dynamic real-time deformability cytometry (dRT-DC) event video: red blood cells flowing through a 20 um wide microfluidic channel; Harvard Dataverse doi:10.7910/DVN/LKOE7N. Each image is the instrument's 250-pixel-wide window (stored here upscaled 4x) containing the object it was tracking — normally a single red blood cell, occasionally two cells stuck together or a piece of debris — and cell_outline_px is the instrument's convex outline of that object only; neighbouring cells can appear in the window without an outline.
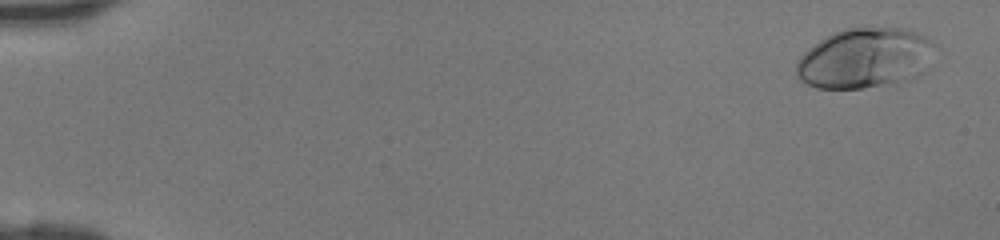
{"species": "human", "species_latin": "Homo sapiens", "temperature_condition": "room temperature", "stored_images_in_passage": 46, "camera_frame_rate_fps": 3000, "um_per_image_px": 0.085, "donor": {"sex": "female"}, "frame": {"image": 1, "passage_image": 2, "time_ms": 0.333, "image_size_px": [1000, 240], "cell_outline_px": [[940, 48], [896, 84], [864, 88], [816, 88], [800, 80], [796, 76], [796, 64], [800, 56], [808, 48], [832, 32], [844, 28], [900, 28], [916, 32], [932, 40]], "centroid_in_image_um": [73.4, 4.92], "position_along_channel_um": 11.6, "area_um2": 47.57}}
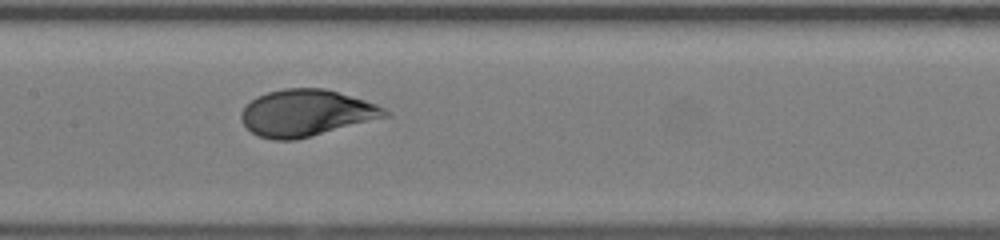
{"frame": {"image": 2, "passage_image": 24, "time_ms": 7.667, "image_size_px": [1000, 240], "cell_outline_px": [[392, 116], [296, 140], [272, 140], [260, 136], [252, 132], [244, 124], [240, 116], [240, 112], [256, 96], [268, 92], [284, 88], [324, 88], [364, 100], [376, 104], [384, 108]], "centroid_in_image_um": [26.05, 9.61], "position_along_channel_um": 181.4, "area_um2": 39.02}}
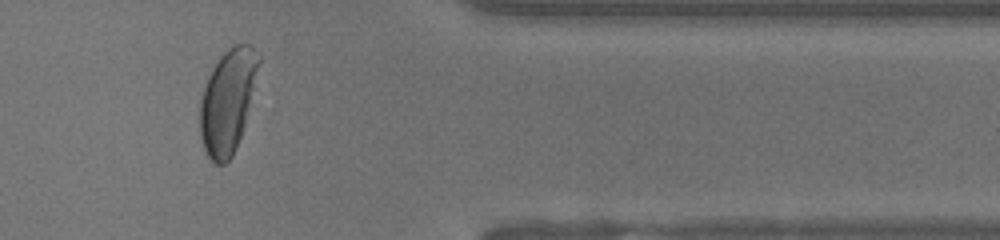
{"frame": {"image": 3, "passage_image": 39, "time_ms": 12.667, "image_size_px": [1000, 240], "cell_outline_px": [[260, 60], [244, 124], [236, 148], [232, 156], [224, 164], [216, 164], [208, 156], [204, 148], [200, 136], [200, 100], [208, 76], [212, 68], [220, 56], [232, 44], [248, 44], [260, 56]], "centroid_in_image_um": [19.32, 8.59], "position_along_channel_um": 392.1, "area_um2": 34.85}}